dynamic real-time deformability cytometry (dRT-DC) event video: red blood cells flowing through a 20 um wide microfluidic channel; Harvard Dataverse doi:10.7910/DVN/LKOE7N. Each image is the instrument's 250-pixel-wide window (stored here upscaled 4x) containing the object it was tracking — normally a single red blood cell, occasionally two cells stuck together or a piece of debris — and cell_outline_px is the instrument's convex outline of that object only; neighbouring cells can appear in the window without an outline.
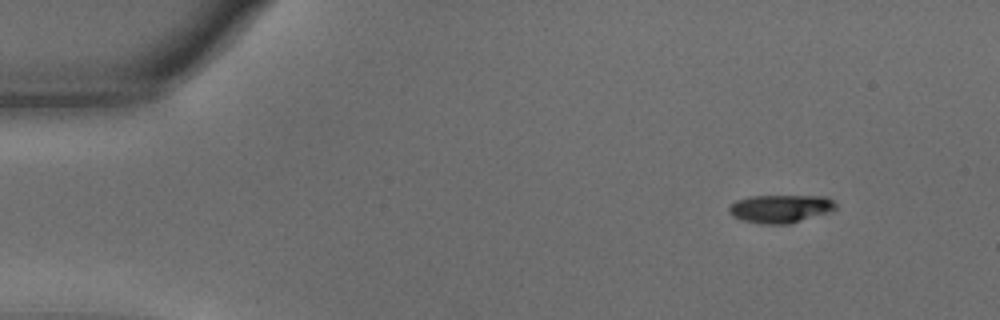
{"species": "common noctule bat (a hibernating species)", "species_latin": "Nyctalus noctula", "temperature_condition": "warm", "stored_images_in_passage": 52, "camera_frame_rate_fps": 3000, "um_per_image_px": 0.085, "animal": {"sex": "male", "body_mass_g": 15.6}, "frame": {"image": 1, "passage_image": 1, "time_ms": 0.0, "image_size_px": [1000, 320], "cell_outline_px": [[840, 208], [832, 212], [788, 224], [760, 224], [744, 220], [732, 216], [728, 212], [728, 208], [736, 200], [752, 196], [824, 196], [832, 200]], "centroid_in_image_um": [66.38, 17.74], "position_along_channel_um": 18.6, "area_um2": 17.63}}
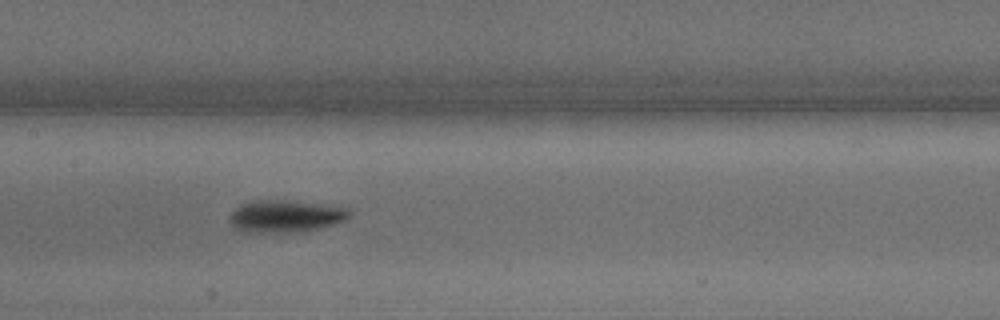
{"frame": {"image": 2, "passage_image": 23, "time_ms": 7.333, "image_size_px": [1000, 320], "cell_outline_px": [[348, 216], [344, 220], [320, 228], [268, 232], [244, 232], [236, 228], [228, 220], [228, 216], [240, 204], [252, 200], [288, 200], [348, 208]], "centroid_in_image_um": [24.17, 18.35], "position_along_channel_um": 183.2, "area_um2": 21.85}}
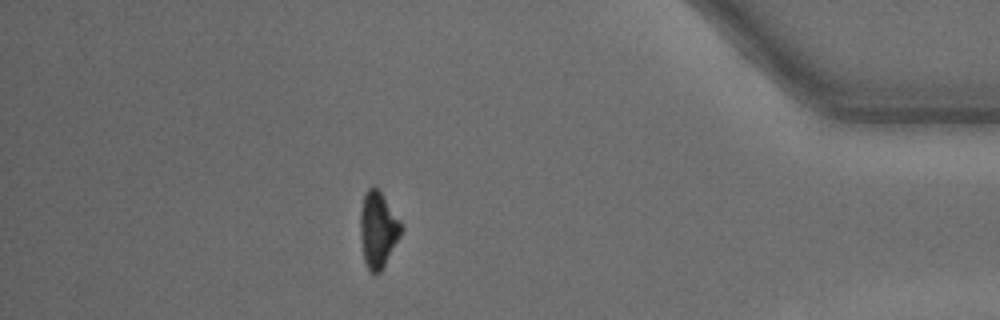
{"frame": {"image": 3, "passage_image": 45, "time_ms": 14.667, "image_size_px": [1000, 320], "cell_outline_px": [[404, 228], [400, 236], [380, 272], [376, 276], [368, 272], [364, 260], [360, 236], [360, 212], [364, 192], [372, 184], [376, 184], [400, 220]], "centroid_in_image_um": [32.12, 19.49], "position_along_channel_um": 403.1, "area_um2": 18.5}, "authors_computed_cell_mechanics": {"area_um2": 19.1896, "velocity_mm_per_s": 3.5622, "shape_relaxation_time_tau1_ms": 2.6584, "shape_relaxation_time_tau2_ms": null, "deformation_change_tau1": 0.1489, "deformation_change_tau2": null}}